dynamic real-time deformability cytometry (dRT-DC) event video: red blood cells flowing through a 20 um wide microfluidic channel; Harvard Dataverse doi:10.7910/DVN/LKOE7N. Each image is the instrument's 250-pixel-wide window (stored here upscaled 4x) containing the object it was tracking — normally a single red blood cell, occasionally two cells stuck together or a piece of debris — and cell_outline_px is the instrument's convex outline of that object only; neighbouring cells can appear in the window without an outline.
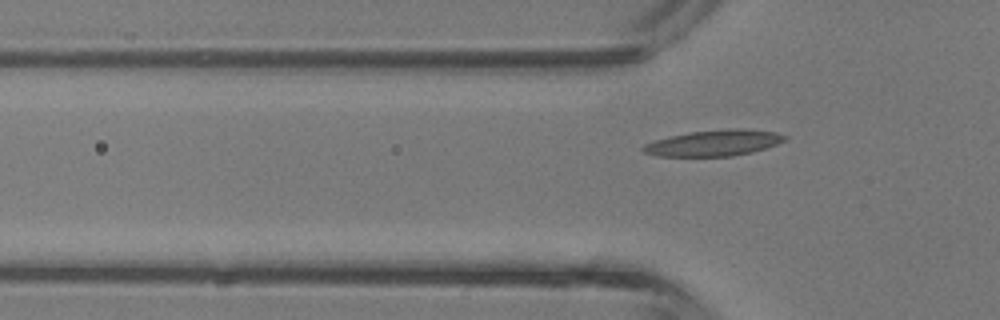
{"species": "common noctule bat (a hibernating species)", "species_latin": "Nyctalus noctula", "temperature_condition": "room temperature", "stored_images_in_passage": 6, "camera_frame_rate_fps": 3000, "um_per_image_px": 0.085, "animal": {"sex": "male", "body_mass_g": 13.3}, "frame": {"image": 1, "passage_image": 6, "time_ms": 1.667, "image_size_px": [1000, 320], "cell_outline_px": [[788, 136], [784, 140], [776, 144], [752, 152], [732, 156], [656, 156], [644, 152], [640, 148], [644, 144], [656, 140], [688, 132], [732, 128], [736, 128], [776, 132]], "centroid_in_image_um": [60.66, 12.15], "position_along_channel_um": 65.1, "area_um2": 21.27}}